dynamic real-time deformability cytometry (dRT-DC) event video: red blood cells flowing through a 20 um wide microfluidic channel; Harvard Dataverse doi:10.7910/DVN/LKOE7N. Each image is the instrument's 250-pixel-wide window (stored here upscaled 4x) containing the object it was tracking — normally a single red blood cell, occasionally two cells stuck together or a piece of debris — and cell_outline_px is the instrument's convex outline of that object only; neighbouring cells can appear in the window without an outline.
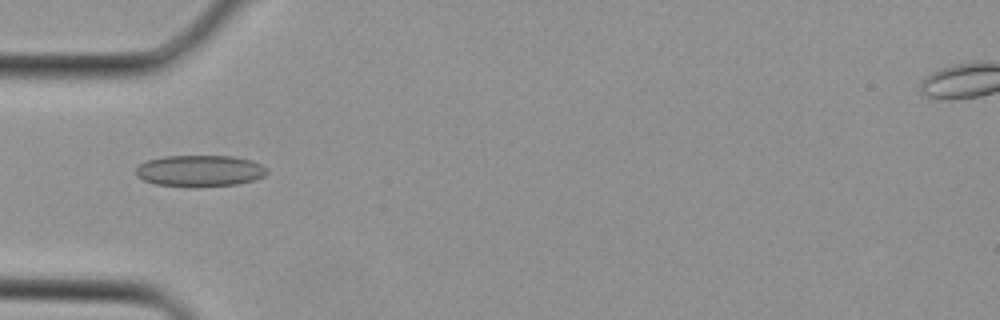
{"species": "Egyptian fruit bat (a non-hibernating species)", "species_latin": "Rousettus aegyptiacus", "temperature_condition": "cold", "stored_images_in_passage": 1, "camera_frame_rate_fps": 3000, "um_per_image_px": 0.085, "animal": {"sex": "female"}, "frame": {"image": 1, "passage_image": 1, "time_ms": 0.0, "image_size_px": [1000, 320], "cell_outline_px": [[268, 172], [264, 176], [252, 180], [236, 184], [196, 188], [156, 184], [144, 180], [136, 176], [136, 168], [140, 164], [148, 160], [164, 156], [232, 156], [252, 160], [268, 168]], "centroid_in_image_um": [16.99, 14.53], "position_along_channel_um": 68.0, "area_um2": 24.22}}